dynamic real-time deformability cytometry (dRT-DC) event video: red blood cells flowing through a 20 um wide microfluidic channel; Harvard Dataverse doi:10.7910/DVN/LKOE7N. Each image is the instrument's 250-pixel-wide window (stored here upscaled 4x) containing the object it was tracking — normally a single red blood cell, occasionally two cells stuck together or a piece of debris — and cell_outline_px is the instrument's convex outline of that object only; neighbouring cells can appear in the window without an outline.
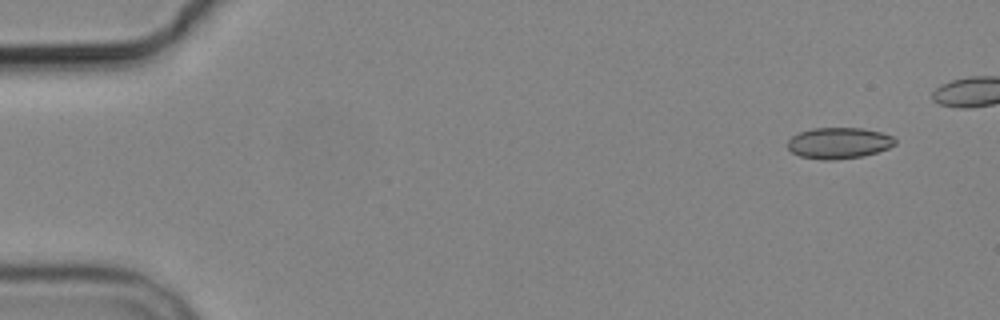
{"species": "common noctule bat (a hibernating species)", "species_latin": "Nyctalus noctula", "temperature_condition": "cold", "stored_images_in_passage": 5, "camera_frame_rate_fps": 3000, "um_per_image_px": 0.085, "animal": {"sex": "male", "body_mass_g": 19.2, "forearm_length_mm": 51.8}, "frame": {"image": 1, "passage_image": 1, "time_ms": 0.0, "image_size_px": [1000, 320], "cell_outline_px": [[896, 144], [888, 148], [864, 156], [832, 160], [824, 160], [800, 156], [792, 152], [788, 148], [788, 140], [792, 136], [800, 132], [812, 128], [864, 128], [880, 132], [892, 136], [896, 140]], "centroid_in_image_um": [71.3, 12.15], "position_along_channel_um": 13.7, "area_um2": 19.48}}
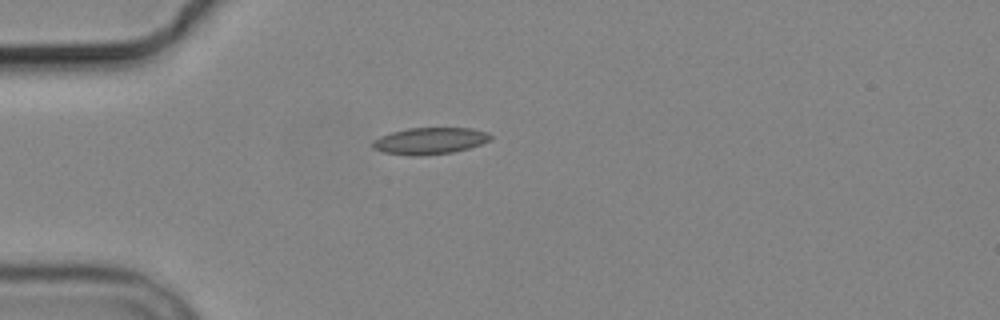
{"frame": {"image": 2, "passage_image": 5, "time_ms": 6.0, "image_size_px": [1000, 320], "cell_outline_px": [[492, 136], [488, 140], [480, 144], [468, 148], [452, 152], [420, 156], [412, 156], [384, 152], [372, 148], [372, 140], [380, 136], [392, 132], [408, 128], [472, 128], [488, 132]], "centroid_in_image_um": [36.5, 11.97], "position_along_channel_um": 48.5, "area_um2": 18.26}}